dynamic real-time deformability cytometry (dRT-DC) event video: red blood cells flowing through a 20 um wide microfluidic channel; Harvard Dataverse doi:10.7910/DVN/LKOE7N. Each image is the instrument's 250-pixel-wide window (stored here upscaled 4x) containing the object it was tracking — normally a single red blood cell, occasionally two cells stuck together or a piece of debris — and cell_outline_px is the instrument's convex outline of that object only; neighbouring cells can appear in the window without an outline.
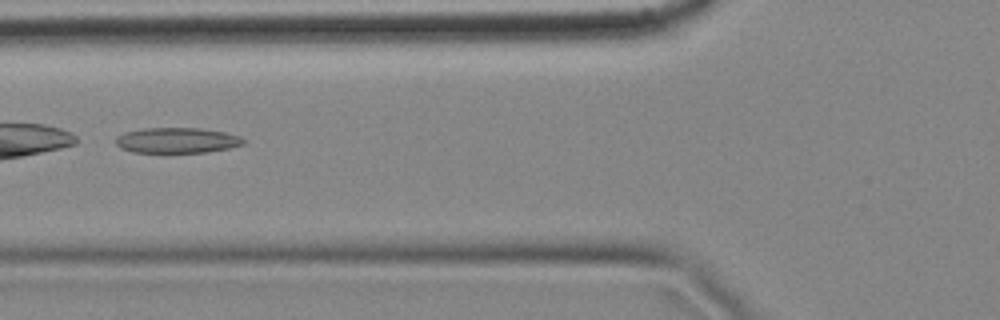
{"species": "common noctule bat (a hibernating species)", "species_latin": "Nyctalus noctula", "temperature_condition": "cold", "stored_images_in_passage": 9, "camera_frame_rate_fps": 3000, "um_per_image_px": 0.085, "animal": {"sex": "female", "body_mass_g": 18.4}, "frame": {"image": 1, "passage_image": 4, "time_ms": 1.0, "image_size_px": [1000, 320], "cell_outline_px": [[244, 144], [228, 148], [208, 152], [132, 152], [120, 148], [116, 144], [116, 136], [124, 132], [144, 128], [200, 128], [224, 132], [240, 136], [244, 140]], "centroid_in_image_um": [15.02, 11.92], "position_along_channel_um": 110.8, "area_um2": 18.9}}
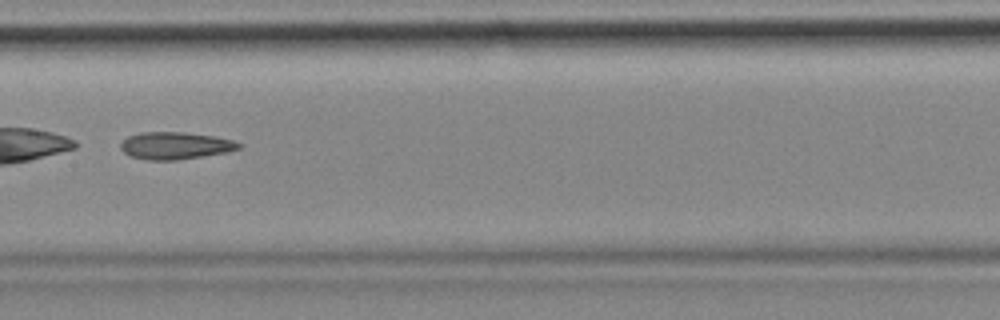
{"frame": {"image": 2, "passage_image": 6, "time_ms": 1.667, "image_size_px": [1000, 320], "cell_outline_px": [[244, 144], [240, 148], [228, 152], [176, 160], [148, 160], [128, 156], [120, 148], [120, 144], [128, 136], [140, 132], [184, 132], [216, 136], [232, 140]], "centroid_in_image_um": [14.9, 12.37], "position_along_channel_um": 192.5, "area_um2": 18.9}}
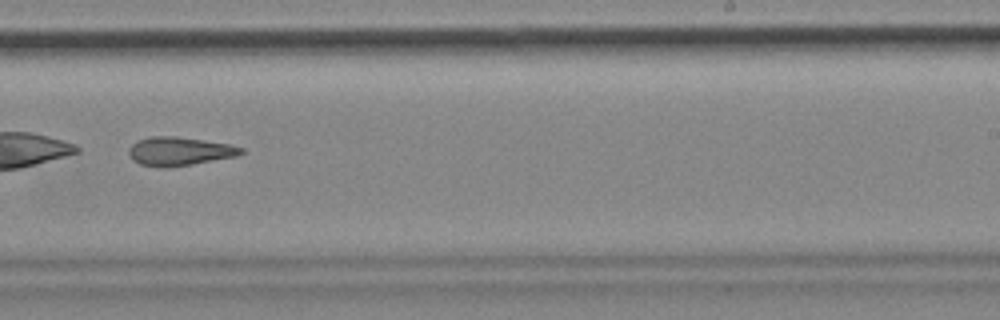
{"frame": {"image": 3, "passage_image": 8, "time_ms": 2.333, "image_size_px": [1000, 320], "cell_outline_px": [[244, 152], [240, 156], [168, 168], [160, 168], [140, 164], [132, 160], [128, 152], [128, 148], [136, 140], [152, 136], [176, 136], [232, 144], [244, 148]], "centroid_in_image_um": [15.27, 12.86], "position_along_channel_um": 273.7, "area_um2": 19.13}}